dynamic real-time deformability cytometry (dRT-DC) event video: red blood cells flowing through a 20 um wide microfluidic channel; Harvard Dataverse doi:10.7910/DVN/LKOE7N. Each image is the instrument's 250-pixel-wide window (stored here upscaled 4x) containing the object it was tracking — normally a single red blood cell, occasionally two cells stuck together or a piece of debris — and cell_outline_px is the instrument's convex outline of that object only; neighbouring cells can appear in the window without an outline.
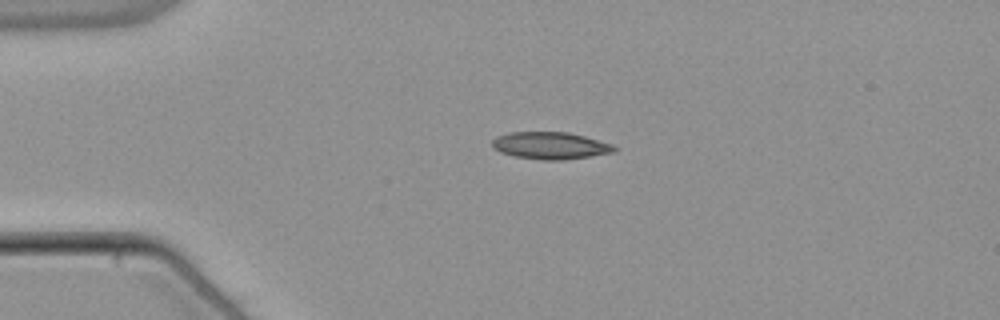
{"species": "common noctule bat (a hibernating species)", "species_latin": "Nyctalus noctula", "temperature_condition": "warm", "stored_images_in_passage": 42, "camera_frame_rate_fps": 3000, "um_per_image_px": 0.085, "animal": {"sex": "male", "body_mass_g": 21.5, "forearm_length_mm": 52.0}, "frame": {"image": 1, "passage_image": 1, "time_ms": 0.0, "image_size_px": [1000, 320], "cell_outline_px": [[620, 148], [616, 152], [564, 160], [540, 160], [516, 156], [500, 152], [492, 148], [492, 140], [496, 136], [508, 132], [568, 132], [584, 136], [612, 144]], "centroid_in_image_um": [46.79, 12.37], "position_along_channel_um": 38.2, "area_um2": 19.48}}
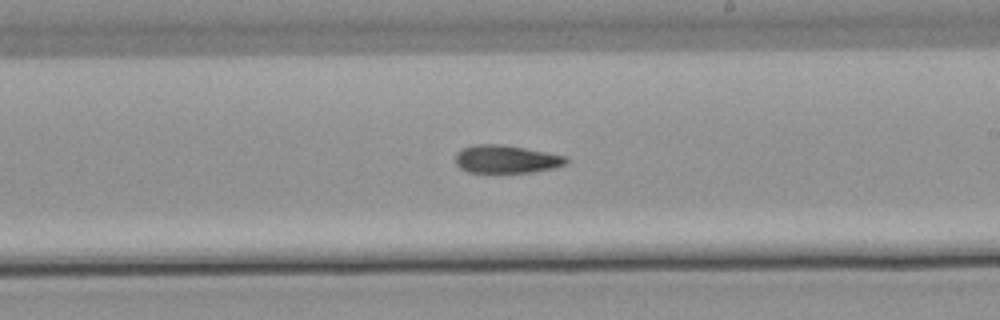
{"frame": {"image": 2, "passage_image": 20, "time_ms": 6.333, "image_size_px": [1000, 320], "cell_outline_px": [[568, 160], [564, 164], [556, 168], [532, 172], [468, 172], [460, 168], [456, 164], [456, 152], [464, 148], [476, 144], [500, 144], [524, 148], [568, 156]], "centroid_in_image_um": [43.04, 13.53], "position_along_channel_um": 246.0, "area_um2": 17.98}}
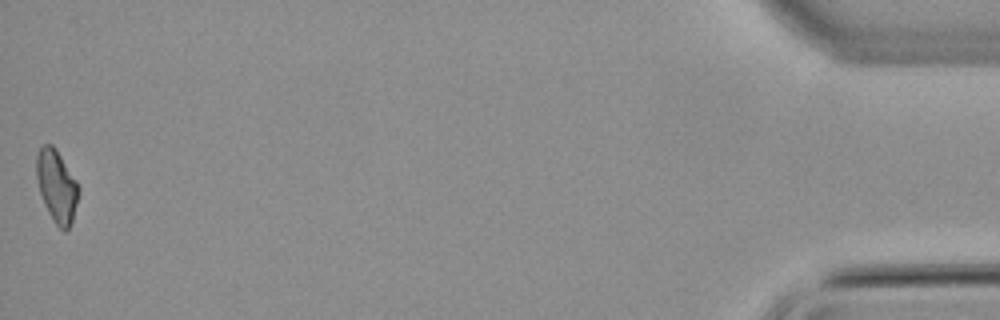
{"frame": {"image": 3, "passage_image": 42, "time_ms": 13.667, "image_size_px": [1000, 320], "cell_outline_px": [[80, 192], [72, 220], [68, 228], [64, 232], [52, 220], [44, 204], [40, 192], [36, 176], [36, 156], [40, 148], [44, 144], [52, 144], [56, 148], [76, 180], [80, 188]], "centroid_in_image_um": [4.82, 15.81], "position_along_channel_um": 430.4, "area_um2": 17.74}, "authors_computed_cell_mechanics": {"area_um2": 18.4093, "velocity_mm_per_s": 3.8447, "shape_relaxation_time_tau1_ms": null, "shape_relaxation_time_tau2_ms": 9.4826, "deformation_change_tau1": null, "deformation_change_tau2": 0.203}}